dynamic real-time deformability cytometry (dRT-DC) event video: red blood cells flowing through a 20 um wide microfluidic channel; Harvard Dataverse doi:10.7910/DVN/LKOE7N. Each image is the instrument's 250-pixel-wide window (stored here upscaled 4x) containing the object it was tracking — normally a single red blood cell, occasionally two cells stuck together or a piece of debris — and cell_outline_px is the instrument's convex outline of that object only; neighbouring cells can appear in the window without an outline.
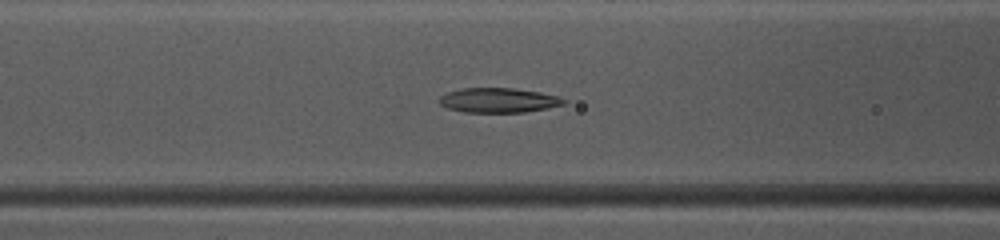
{"species": "common noctule bat (a hibernating species)", "species_latin": "Nyctalus noctula", "temperature_condition": "warm", "stored_images_in_passage": 41, "camera_frame_rate_fps": 3000, "um_per_image_px": 0.085, "animal": {"sex": "female", "body_mass_g": 10.0, "forearm_length_mm": 53.1}, "frame": {"image": 1, "passage_image": 12, "time_ms": 3.667, "image_size_px": [1000, 240], "cell_outline_px": [[568, 100], [564, 104], [548, 108], [524, 112], [464, 112], [448, 108], [440, 104], [440, 96], [448, 92], [460, 88], [512, 88], [540, 92], [560, 96]], "centroid_in_image_um": [42.41, 8.52], "position_along_channel_um": 124.2, "area_um2": 17.92}}
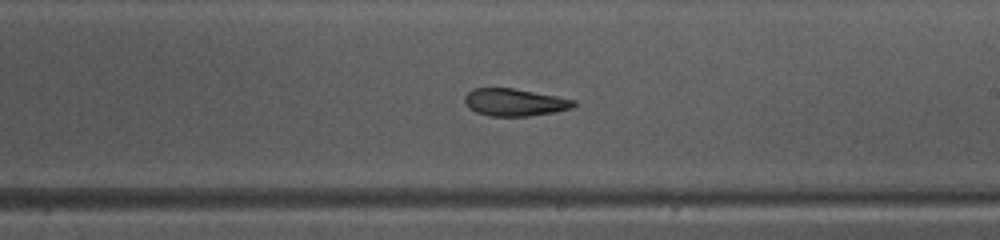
{"frame": {"image": 2, "passage_image": 21, "time_ms": 6.667, "image_size_px": [1000, 240], "cell_outline_px": [[576, 104], [572, 108], [556, 112], [528, 116], [488, 116], [476, 112], [468, 108], [464, 100], [464, 96], [472, 88], [512, 88], [556, 96], [576, 100]], "centroid_in_image_um": [43.73, 8.7], "position_along_channel_um": 245.3, "area_um2": 17.46}}
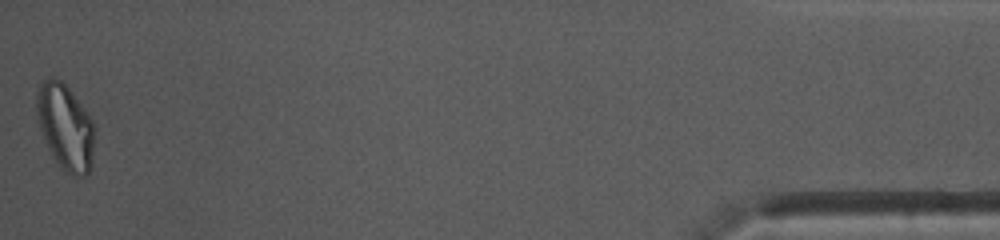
{"frame": {"image": 3, "passage_image": 41, "time_ms": 13.333, "image_size_px": [1000, 240], "cell_outline_px": [[96, 128], [92, 164], [88, 172], [84, 176], [76, 176], [60, 168], [52, 156], [48, 148], [36, 120], [36, 92], [40, 84], [48, 76], [60, 80], [68, 88], [88, 112]], "centroid_in_image_um": [5.56, 10.79], "position_along_channel_um": 429.6, "area_um2": 29.36}, "authors_computed_cell_mechanics": {"area_um2": 19.074, "velocity_mm_per_s": 4.031, "shape_relaxation_time_tau1_ms": null, "shape_relaxation_time_tau2_ms": 5.2629, "deformation_change_tau1": null, "deformation_change_tau2": 0.1}}